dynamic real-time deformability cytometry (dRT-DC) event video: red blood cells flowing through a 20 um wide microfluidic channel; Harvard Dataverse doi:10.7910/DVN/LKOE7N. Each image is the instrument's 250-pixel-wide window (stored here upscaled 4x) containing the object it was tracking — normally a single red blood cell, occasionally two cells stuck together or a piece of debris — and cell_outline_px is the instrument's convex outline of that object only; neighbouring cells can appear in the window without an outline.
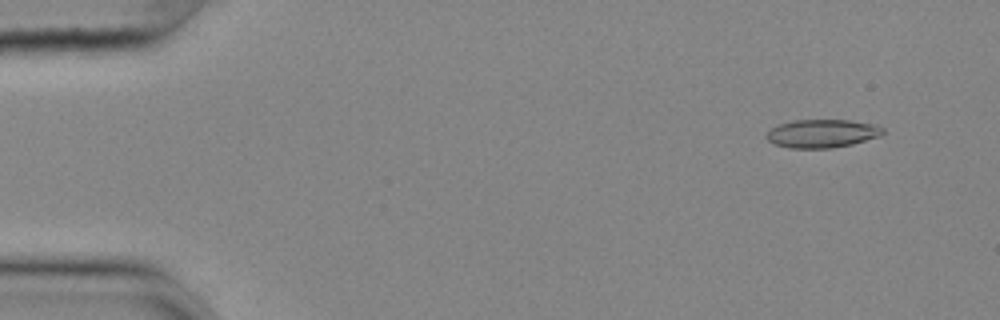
{"species": "common noctule bat (a hibernating species)", "species_latin": "Nyctalus noctula", "temperature_condition": "cold", "stored_images_in_passage": 56, "camera_frame_rate_fps": 3000, "um_per_image_px": 0.085, "animal": {"sex": "female", "body_mass_g": 25.1}, "frame": {"image": 1, "passage_image": 5, "time_ms": 1.333, "image_size_px": [1000, 320], "cell_outline_px": [[884, 132], [880, 136], [852, 144], [832, 148], [788, 148], [776, 144], [768, 140], [764, 136], [772, 128], [780, 124], [792, 120], [852, 120], [876, 124], [884, 128]], "centroid_in_image_um": [69.9, 11.34], "position_along_channel_um": 15.1, "area_um2": 19.25}}
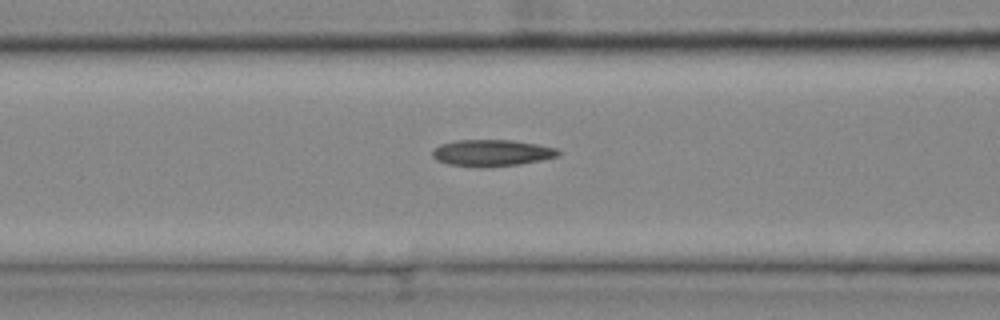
{"frame": {"image": 2, "passage_image": 23, "time_ms": 7.333, "image_size_px": [1000, 320], "cell_outline_px": [[560, 152], [556, 156], [540, 160], [520, 164], [480, 168], [448, 164], [436, 160], [432, 156], [432, 148], [440, 144], [456, 140], [512, 140], [536, 144], [556, 148]], "centroid_in_image_um": [41.73, 13.0], "position_along_channel_um": 124.9, "area_um2": 19.54}}
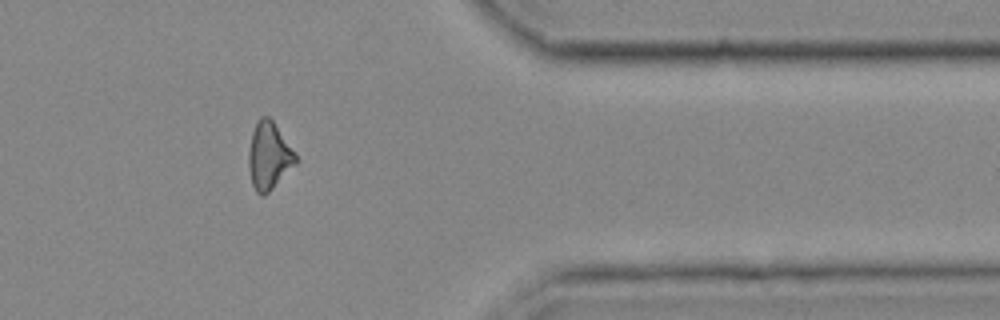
{"frame": {"image": 3, "passage_image": 46, "time_ms": 15.0, "image_size_px": [1000, 320], "cell_outline_px": [[296, 164], [264, 196], [260, 196], [256, 192], [252, 184], [248, 164], [248, 152], [252, 132], [260, 116], [268, 116], [272, 120], [296, 152]], "centroid_in_image_um": [22.85, 13.25], "position_along_channel_um": 388.5, "area_um2": 18.38}, "authors_computed_cell_mechanics": {"area_um2": 18.8717, "velocity_mm_per_s": 3.6566, "shape_relaxation_time_tau1_ms": 5.6511, "shape_relaxation_time_tau2_ms": 3.3878, "deformation_change_tau1": 0.1219, "deformation_change_tau2": 0.1205}}